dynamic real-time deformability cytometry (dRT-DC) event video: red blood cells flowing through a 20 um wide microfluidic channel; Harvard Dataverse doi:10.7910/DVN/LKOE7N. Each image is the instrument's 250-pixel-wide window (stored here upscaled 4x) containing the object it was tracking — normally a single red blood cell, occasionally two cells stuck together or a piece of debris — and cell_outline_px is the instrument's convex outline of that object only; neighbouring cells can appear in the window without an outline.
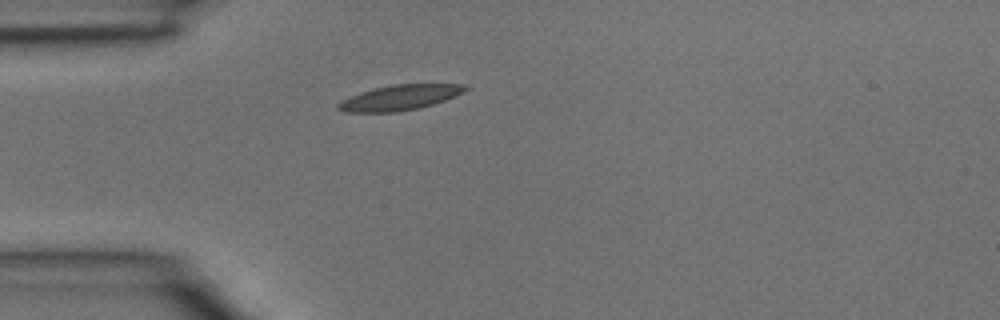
{"species": "common noctule bat (a hibernating species)", "species_latin": "Nyctalus noctula", "temperature_condition": "room temperature", "stored_images_in_passage": 4, "camera_frame_rate_fps": 3000, "um_per_image_px": 0.085, "animal": {"sex": "male", "body_mass_g": 15.6}, "frame": {"image": 1, "passage_image": 4, "time_ms": 1.0, "image_size_px": [1000, 320], "cell_outline_px": [[468, 88], [464, 92], [444, 100], [420, 108], [396, 112], [344, 112], [336, 108], [336, 104], [340, 100], [360, 92], [372, 88], [392, 84], [464, 84]], "centroid_in_image_um": [33.92, 8.29], "position_along_channel_um": 51.1, "area_um2": 18.79}}